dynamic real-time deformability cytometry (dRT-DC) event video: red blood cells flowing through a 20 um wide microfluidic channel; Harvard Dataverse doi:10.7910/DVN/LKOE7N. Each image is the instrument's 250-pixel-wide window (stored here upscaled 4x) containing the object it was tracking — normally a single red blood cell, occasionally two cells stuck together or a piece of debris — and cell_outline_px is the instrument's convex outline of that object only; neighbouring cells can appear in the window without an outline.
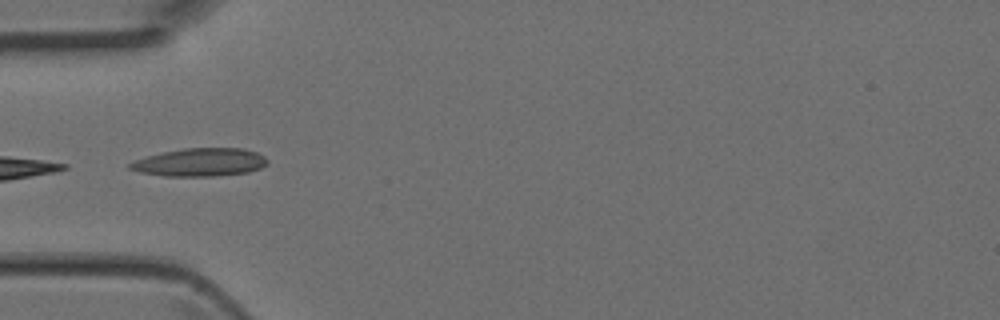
{"species": "Egyptian fruit bat (a non-hibernating species)", "species_latin": "Rousettus aegyptiacus", "temperature_condition": "room temperature", "stored_images_in_passage": 20, "camera_frame_rate_fps": 3000, "um_per_image_px": 0.085, "animal": {"sex": "female"}, "frame": {"image": 1, "passage_image": 1, "time_ms": 0.0, "image_size_px": [1000, 320], "cell_outline_px": [[268, 164], [260, 168], [248, 172], [212, 176], [164, 176], [140, 172], [128, 168], [128, 164], [136, 160], [148, 156], [164, 152], [184, 148], [244, 148], [256, 152], [264, 156], [268, 160]], "centroid_in_image_um": [17.03, 13.79], "position_along_channel_um": 68.0, "area_um2": 22.37}}